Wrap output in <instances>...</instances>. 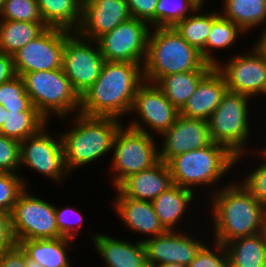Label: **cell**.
I'll list each match as a JSON object with an SVG mask.
<instances>
[{
	"instance_id": "cell-1",
	"label": "cell",
	"mask_w": 266,
	"mask_h": 267,
	"mask_svg": "<svg viewBox=\"0 0 266 267\" xmlns=\"http://www.w3.org/2000/svg\"><path fill=\"white\" fill-rule=\"evenodd\" d=\"M143 82L141 64L105 61L95 83L80 97L79 113L120 119L130 113L137 88Z\"/></svg>"
},
{
	"instance_id": "cell-2",
	"label": "cell",
	"mask_w": 266,
	"mask_h": 267,
	"mask_svg": "<svg viewBox=\"0 0 266 267\" xmlns=\"http://www.w3.org/2000/svg\"><path fill=\"white\" fill-rule=\"evenodd\" d=\"M214 193V194H213ZM213 239L226 243L260 233L266 208L240 182L212 192Z\"/></svg>"
},
{
	"instance_id": "cell-3",
	"label": "cell",
	"mask_w": 266,
	"mask_h": 267,
	"mask_svg": "<svg viewBox=\"0 0 266 267\" xmlns=\"http://www.w3.org/2000/svg\"><path fill=\"white\" fill-rule=\"evenodd\" d=\"M151 30L154 32L150 31L143 64L144 81L156 84L167 75L214 68L173 27H156Z\"/></svg>"
},
{
	"instance_id": "cell-4",
	"label": "cell",
	"mask_w": 266,
	"mask_h": 267,
	"mask_svg": "<svg viewBox=\"0 0 266 267\" xmlns=\"http://www.w3.org/2000/svg\"><path fill=\"white\" fill-rule=\"evenodd\" d=\"M74 127L61 135L64 161L70 173L96 161L113 150L118 130L123 126L120 119L112 117H90L74 113Z\"/></svg>"
},
{
	"instance_id": "cell-5",
	"label": "cell",
	"mask_w": 266,
	"mask_h": 267,
	"mask_svg": "<svg viewBox=\"0 0 266 267\" xmlns=\"http://www.w3.org/2000/svg\"><path fill=\"white\" fill-rule=\"evenodd\" d=\"M235 163L236 156L226 146L212 142L207 147L176 155L167 165L173 184L193 191L196 186L215 187Z\"/></svg>"
},
{
	"instance_id": "cell-6",
	"label": "cell",
	"mask_w": 266,
	"mask_h": 267,
	"mask_svg": "<svg viewBox=\"0 0 266 267\" xmlns=\"http://www.w3.org/2000/svg\"><path fill=\"white\" fill-rule=\"evenodd\" d=\"M21 77L32 105L47 120L51 118L50 114L65 119L68 114L72 115L70 112L79 113L80 96L73 89L63 68L24 73Z\"/></svg>"
},
{
	"instance_id": "cell-7",
	"label": "cell",
	"mask_w": 266,
	"mask_h": 267,
	"mask_svg": "<svg viewBox=\"0 0 266 267\" xmlns=\"http://www.w3.org/2000/svg\"><path fill=\"white\" fill-rule=\"evenodd\" d=\"M248 96L227 91L221 103L208 120L212 142L226 146L235 156L236 163L245 154L250 127Z\"/></svg>"
},
{
	"instance_id": "cell-8",
	"label": "cell",
	"mask_w": 266,
	"mask_h": 267,
	"mask_svg": "<svg viewBox=\"0 0 266 267\" xmlns=\"http://www.w3.org/2000/svg\"><path fill=\"white\" fill-rule=\"evenodd\" d=\"M151 133L147 134L122 126L114 139L111 167L113 187L117 188L127 177L146 170L159 161V149ZM117 173V174H116Z\"/></svg>"
},
{
	"instance_id": "cell-9",
	"label": "cell",
	"mask_w": 266,
	"mask_h": 267,
	"mask_svg": "<svg viewBox=\"0 0 266 267\" xmlns=\"http://www.w3.org/2000/svg\"><path fill=\"white\" fill-rule=\"evenodd\" d=\"M25 189L10 213L11 230L16 244L22 240L61 238L55 206Z\"/></svg>"
},
{
	"instance_id": "cell-10",
	"label": "cell",
	"mask_w": 266,
	"mask_h": 267,
	"mask_svg": "<svg viewBox=\"0 0 266 267\" xmlns=\"http://www.w3.org/2000/svg\"><path fill=\"white\" fill-rule=\"evenodd\" d=\"M104 62L97 41L65 30L62 68L80 97L95 83Z\"/></svg>"
},
{
	"instance_id": "cell-11",
	"label": "cell",
	"mask_w": 266,
	"mask_h": 267,
	"mask_svg": "<svg viewBox=\"0 0 266 267\" xmlns=\"http://www.w3.org/2000/svg\"><path fill=\"white\" fill-rule=\"evenodd\" d=\"M151 26L142 20L129 18L96 41L105 61L138 63L143 66Z\"/></svg>"
},
{
	"instance_id": "cell-12",
	"label": "cell",
	"mask_w": 266,
	"mask_h": 267,
	"mask_svg": "<svg viewBox=\"0 0 266 267\" xmlns=\"http://www.w3.org/2000/svg\"><path fill=\"white\" fill-rule=\"evenodd\" d=\"M46 127L48 125L20 142V167L24 164L61 184L62 178L69 173L65 166L62 138L61 135L58 138L51 136Z\"/></svg>"
},
{
	"instance_id": "cell-13",
	"label": "cell",
	"mask_w": 266,
	"mask_h": 267,
	"mask_svg": "<svg viewBox=\"0 0 266 267\" xmlns=\"http://www.w3.org/2000/svg\"><path fill=\"white\" fill-rule=\"evenodd\" d=\"M250 50L214 67L224 77L228 91L252 98L265 93L266 59L254 46Z\"/></svg>"
},
{
	"instance_id": "cell-14",
	"label": "cell",
	"mask_w": 266,
	"mask_h": 267,
	"mask_svg": "<svg viewBox=\"0 0 266 267\" xmlns=\"http://www.w3.org/2000/svg\"><path fill=\"white\" fill-rule=\"evenodd\" d=\"M64 45L65 30L48 27L12 56L16 74L62 68Z\"/></svg>"
},
{
	"instance_id": "cell-15",
	"label": "cell",
	"mask_w": 266,
	"mask_h": 267,
	"mask_svg": "<svg viewBox=\"0 0 266 267\" xmlns=\"http://www.w3.org/2000/svg\"><path fill=\"white\" fill-rule=\"evenodd\" d=\"M131 112H136L141 121L134 119L128 123V127L147 134L149 132L146 127L161 135L174 124L179 116V111L162 91L155 84L146 81L137 88Z\"/></svg>"
},
{
	"instance_id": "cell-16",
	"label": "cell",
	"mask_w": 266,
	"mask_h": 267,
	"mask_svg": "<svg viewBox=\"0 0 266 267\" xmlns=\"http://www.w3.org/2000/svg\"><path fill=\"white\" fill-rule=\"evenodd\" d=\"M176 231L167 230L158 236L142 239L149 267L168 263L188 266L195 258L204 244L186 232L179 235Z\"/></svg>"
},
{
	"instance_id": "cell-17",
	"label": "cell",
	"mask_w": 266,
	"mask_h": 267,
	"mask_svg": "<svg viewBox=\"0 0 266 267\" xmlns=\"http://www.w3.org/2000/svg\"><path fill=\"white\" fill-rule=\"evenodd\" d=\"M159 147V160L167 163L176 155L207 147L212 143L208 121L188 118L179 114L174 124L165 132Z\"/></svg>"
},
{
	"instance_id": "cell-18",
	"label": "cell",
	"mask_w": 266,
	"mask_h": 267,
	"mask_svg": "<svg viewBox=\"0 0 266 267\" xmlns=\"http://www.w3.org/2000/svg\"><path fill=\"white\" fill-rule=\"evenodd\" d=\"M129 18L125 0H82V20L77 32L96 41Z\"/></svg>"
},
{
	"instance_id": "cell-19",
	"label": "cell",
	"mask_w": 266,
	"mask_h": 267,
	"mask_svg": "<svg viewBox=\"0 0 266 267\" xmlns=\"http://www.w3.org/2000/svg\"><path fill=\"white\" fill-rule=\"evenodd\" d=\"M172 185L167 163L159 160L152 167L127 177L116 189L131 199L153 201Z\"/></svg>"
},
{
	"instance_id": "cell-20",
	"label": "cell",
	"mask_w": 266,
	"mask_h": 267,
	"mask_svg": "<svg viewBox=\"0 0 266 267\" xmlns=\"http://www.w3.org/2000/svg\"><path fill=\"white\" fill-rule=\"evenodd\" d=\"M228 91L224 77L214 67L198 84L179 114L208 121Z\"/></svg>"
},
{
	"instance_id": "cell-21",
	"label": "cell",
	"mask_w": 266,
	"mask_h": 267,
	"mask_svg": "<svg viewBox=\"0 0 266 267\" xmlns=\"http://www.w3.org/2000/svg\"><path fill=\"white\" fill-rule=\"evenodd\" d=\"M114 198V210L119 219L131 230L148 234L151 238L164 233L166 230L160 224L152 201L135 200L125 197L118 189Z\"/></svg>"
},
{
	"instance_id": "cell-22",
	"label": "cell",
	"mask_w": 266,
	"mask_h": 267,
	"mask_svg": "<svg viewBox=\"0 0 266 267\" xmlns=\"http://www.w3.org/2000/svg\"><path fill=\"white\" fill-rule=\"evenodd\" d=\"M92 237L106 267H149L142 240L132 243L99 233Z\"/></svg>"
},
{
	"instance_id": "cell-23",
	"label": "cell",
	"mask_w": 266,
	"mask_h": 267,
	"mask_svg": "<svg viewBox=\"0 0 266 267\" xmlns=\"http://www.w3.org/2000/svg\"><path fill=\"white\" fill-rule=\"evenodd\" d=\"M193 196V191L173 184L152 201L158 220L166 231L175 230V226L180 224Z\"/></svg>"
},
{
	"instance_id": "cell-24",
	"label": "cell",
	"mask_w": 266,
	"mask_h": 267,
	"mask_svg": "<svg viewBox=\"0 0 266 267\" xmlns=\"http://www.w3.org/2000/svg\"><path fill=\"white\" fill-rule=\"evenodd\" d=\"M37 3L47 27L78 31L82 20V0H37Z\"/></svg>"
},
{
	"instance_id": "cell-25",
	"label": "cell",
	"mask_w": 266,
	"mask_h": 267,
	"mask_svg": "<svg viewBox=\"0 0 266 267\" xmlns=\"http://www.w3.org/2000/svg\"><path fill=\"white\" fill-rule=\"evenodd\" d=\"M71 240L65 237L22 240L18 245L28 258L40 263L44 267H70L67 249L71 246Z\"/></svg>"
},
{
	"instance_id": "cell-26",
	"label": "cell",
	"mask_w": 266,
	"mask_h": 267,
	"mask_svg": "<svg viewBox=\"0 0 266 267\" xmlns=\"http://www.w3.org/2000/svg\"><path fill=\"white\" fill-rule=\"evenodd\" d=\"M211 70H195L162 77L155 85L171 104L180 111L194 94L200 81Z\"/></svg>"
},
{
	"instance_id": "cell-27",
	"label": "cell",
	"mask_w": 266,
	"mask_h": 267,
	"mask_svg": "<svg viewBox=\"0 0 266 267\" xmlns=\"http://www.w3.org/2000/svg\"><path fill=\"white\" fill-rule=\"evenodd\" d=\"M229 267H263L266 244L260 234L234 239L225 245Z\"/></svg>"
},
{
	"instance_id": "cell-28",
	"label": "cell",
	"mask_w": 266,
	"mask_h": 267,
	"mask_svg": "<svg viewBox=\"0 0 266 267\" xmlns=\"http://www.w3.org/2000/svg\"><path fill=\"white\" fill-rule=\"evenodd\" d=\"M47 28L44 22L0 20V51L13 56Z\"/></svg>"
},
{
	"instance_id": "cell-29",
	"label": "cell",
	"mask_w": 266,
	"mask_h": 267,
	"mask_svg": "<svg viewBox=\"0 0 266 267\" xmlns=\"http://www.w3.org/2000/svg\"><path fill=\"white\" fill-rule=\"evenodd\" d=\"M223 3L220 15L238 25L245 33L266 23V0H223Z\"/></svg>"
},
{
	"instance_id": "cell-30",
	"label": "cell",
	"mask_w": 266,
	"mask_h": 267,
	"mask_svg": "<svg viewBox=\"0 0 266 267\" xmlns=\"http://www.w3.org/2000/svg\"><path fill=\"white\" fill-rule=\"evenodd\" d=\"M203 5L195 10V14L178 22L173 28L192 47L201 52L202 58L206 61V41L212 24L221 16L220 12L210 11L202 14ZM198 12V13H197ZM201 13V14H199Z\"/></svg>"
},
{
	"instance_id": "cell-31",
	"label": "cell",
	"mask_w": 266,
	"mask_h": 267,
	"mask_svg": "<svg viewBox=\"0 0 266 267\" xmlns=\"http://www.w3.org/2000/svg\"><path fill=\"white\" fill-rule=\"evenodd\" d=\"M48 122L39 111L8 112L6 110V117L0 129V135L21 142L38 133Z\"/></svg>"
},
{
	"instance_id": "cell-32",
	"label": "cell",
	"mask_w": 266,
	"mask_h": 267,
	"mask_svg": "<svg viewBox=\"0 0 266 267\" xmlns=\"http://www.w3.org/2000/svg\"><path fill=\"white\" fill-rule=\"evenodd\" d=\"M245 33L238 25L220 16L211 27L206 41V62L215 66L219 61L212 57L214 50L230 48ZM214 49V50H212ZM213 53H210L212 52Z\"/></svg>"
},
{
	"instance_id": "cell-33",
	"label": "cell",
	"mask_w": 266,
	"mask_h": 267,
	"mask_svg": "<svg viewBox=\"0 0 266 267\" xmlns=\"http://www.w3.org/2000/svg\"><path fill=\"white\" fill-rule=\"evenodd\" d=\"M201 5L198 0H158L155 9V28L174 27Z\"/></svg>"
},
{
	"instance_id": "cell-34",
	"label": "cell",
	"mask_w": 266,
	"mask_h": 267,
	"mask_svg": "<svg viewBox=\"0 0 266 267\" xmlns=\"http://www.w3.org/2000/svg\"><path fill=\"white\" fill-rule=\"evenodd\" d=\"M0 105L8 112L38 111L26 93L21 76L0 84Z\"/></svg>"
},
{
	"instance_id": "cell-35",
	"label": "cell",
	"mask_w": 266,
	"mask_h": 267,
	"mask_svg": "<svg viewBox=\"0 0 266 267\" xmlns=\"http://www.w3.org/2000/svg\"><path fill=\"white\" fill-rule=\"evenodd\" d=\"M0 20L44 22L37 0H5Z\"/></svg>"
},
{
	"instance_id": "cell-36",
	"label": "cell",
	"mask_w": 266,
	"mask_h": 267,
	"mask_svg": "<svg viewBox=\"0 0 266 267\" xmlns=\"http://www.w3.org/2000/svg\"><path fill=\"white\" fill-rule=\"evenodd\" d=\"M27 187L28 184L19 175L0 172V211L10 214L20 194Z\"/></svg>"
},
{
	"instance_id": "cell-37",
	"label": "cell",
	"mask_w": 266,
	"mask_h": 267,
	"mask_svg": "<svg viewBox=\"0 0 266 267\" xmlns=\"http://www.w3.org/2000/svg\"><path fill=\"white\" fill-rule=\"evenodd\" d=\"M213 242L214 247H211V249L204 244L188 267H229V258L225 246Z\"/></svg>"
},
{
	"instance_id": "cell-38",
	"label": "cell",
	"mask_w": 266,
	"mask_h": 267,
	"mask_svg": "<svg viewBox=\"0 0 266 267\" xmlns=\"http://www.w3.org/2000/svg\"><path fill=\"white\" fill-rule=\"evenodd\" d=\"M55 217L61 236L74 240L84 221L80 211L73 207L66 206L65 209H61L55 206Z\"/></svg>"
},
{
	"instance_id": "cell-39",
	"label": "cell",
	"mask_w": 266,
	"mask_h": 267,
	"mask_svg": "<svg viewBox=\"0 0 266 267\" xmlns=\"http://www.w3.org/2000/svg\"><path fill=\"white\" fill-rule=\"evenodd\" d=\"M264 162L251 171L243 181V186L266 208V148L260 150Z\"/></svg>"
},
{
	"instance_id": "cell-40",
	"label": "cell",
	"mask_w": 266,
	"mask_h": 267,
	"mask_svg": "<svg viewBox=\"0 0 266 267\" xmlns=\"http://www.w3.org/2000/svg\"><path fill=\"white\" fill-rule=\"evenodd\" d=\"M19 169L20 142L0 135V172L17 174Z\"/></svg>"
},
{
	"instance_id": "cell-41",
	"label": "cell",
	"mask_w": 266,
	"mask_h": 267,
	"mask_svg": "<svg viewBox=\"0 0 266 267\" xmlns=\"http://www.w3.org/2000/svg\"><path fill=\"white\" fill-rule=\"evenodd\" d=\"M132 18L147 22L155 28V9L158 0H125Z\"/></svg>"
},
{
	"instance_id": "cell-42",
	"label": "cell",
	"mask_w": 266,
	"mask_h": 267,
	"mask_svg": "<svg viewBox=\"0 0 266 267\" xmlns=\"http://www.w3.org/2000/svg\"><path fill=\"white\" fill-rule=\"evenodd\" d=\"M16 244L12 230L10 214L0 211V254Z\"/></svg>"
},
{
	"instance_id": "cell-43",
	"label": "cell",
	"mask_w": 266,
	"mask_h": 267,
	"mask_svg": "<svg viewBox=\"0 0 266 267\" xmlns=\"http://www.w3.org/2000/svg\"><path fill=\"white\" fill-rule=\"evenodd\" d=\"M0 267H25V252L18 244L0 254Z\"/></svg>"
},
{
	"instance_id": "cell-44",
	"label": "cell",
	"mask_w": 266,
	"mask_h": 267,
	"mask_svg": "<svg viewBox=\"0 0 266 267\" xmlns=\"http://www.w3.org/2000/svg\"><path fill=\"white\" fill-rule=\"evenodd\" d=\"M17 76L13 57L0 51V84L8 82Z\"/></svg>"
},
{
	"instance_id": "cell-45",
	"label": "cell",
	"mask_w": 266,
	"mask_h": 267,
	"mask_svg": "<svg viewBox=\"0 0 266 267\" xmlns=\"http://www.w3.org/2000/svg\"><path fill=\"white\" fill-rule=\"evenodd\" d=\"M254 47L265 57L266 59V27L263 30V33H261V36L257 40L256 43H254Z\"/></svg>"
},
{
	"instance_id": "cell-46",
	"label": "cell",
	"mask_w": 266,
	"mask_h": 267,
	"mask_svg": "<svg viewBox=\"0 0 266 267\" xmlns=\"http://www.w3.org/2000/svg\"><path fill=\"white\" fill-rule=\"evenodd\" d=\"M266 244V211L263 215L262 224L259 233Z\"/></svg>"
},
{
	"instance_id": "cell-47",
	"label": "cell",
	"mask_w": 266,
	"mask_h": 267,
	"mask_svg": "<svg viewBox=\"0 0 266 267\" xmlns=\"http://www.w3.org/2000/svg\"><path fill=\"white\" fill-rule=\"evenodd\" d=\"M25 267H44L40 263L28 258L25 253Z\"/></svg>"
},
{
	"instance_id": "cell-48",
	"label": "cell",
	"mask_w": 266,
	"mask_h": 267,
	"mask_svg": "<svg viewBox=\"0 0 266 267\" xmlns=\"http://www.w3.org/2000/svg\"><path fill=\"white\" fill-rule=\"evenodd\" d=\"M5 117H6V110L2 105H0V129L4 124Z\"/></svg>"
},
{
	"instance_id": "cell-49",
	"label": "cell",
	"mask_w": 266,
	"mask_h": 267,
	"mask_svg": "<svg viewBox=\"0 0 266 267\" xmlns=\"http://www.w3.org/2000/svg\"><path fill=\"white\" fill-rule=\"evenodd\" d=\"M155 267H188V266L183 265V264H178V263H168V264L158 265Z\"/></svg>"
},
{
	"instance_id": "cell-50",
	"label": "cell",
	"mask_w": 266,
	"mask_h": 267,
	"mask_svg": "<svg viewBox=\"0 0 266 267\" xmlns=\"http://www.w3.org/2000/svg\"><path fill=\"white\" fill-rule=\"evenodd\" d=\"M4 2H5V0H0V14H1Z\"/></svg>"
},
{
	"instance_id": "cell-51",
	"label": "cell",
	"mask_w": 266,
	"mask_h": 267,
	"mask_svg": "<svg viewBox=\"0 0 266 267\" xmlns=\"http://www.w3.org/2000/svg\"><path fill=\"white\" fill-rule=\"evenodd\" d=\"M202 5L204 4L203 2L205 1V0H198Z\"/></svg>"
}]
</instances>
